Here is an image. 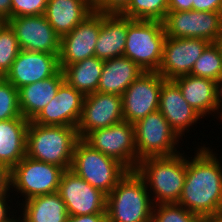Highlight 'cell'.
<instances>
[{
	"instance_id": "cell-1",
	"label": "cell",
	"mask_w": 222,
	"mask_h": 222,
	"mask_svg": "<svg viewBox=\"0 0 222 222\" xmlns=\"http://www.w3.org/2000/svg\"><path fill=\"white\" fill-rule=\"evenodd\" d=\"M187 159V173L178 205L201 218L222 213V166L209 147Z\"/></svg>"
},
{
	"instance_id": "cell-2",
	"label": "cell",
	"mask_w": 222,
	"mask_h": 222,
	"mask_svg": "<svg viewBox=\"0 0 222 222\" xmlns=\"http://www.w3.org/2000/svg\"><path fill=\"white\" fill-rule=\"evenodd\" d=\"M136 172L153 195L154 205L178 203L187 173V157L179 152L172 156L144 158L139 161Z\"/></svg>"
},
{
	"instance_id": "cell-3",
	"label": "cell",
	"mask_w": 222,
	"mask_h": 222,
	"mask_svg": "<svg viewBox=\"0 0 222 222\" xmlns=\"http://www.w3.org/2000/svg\"><path fill=\"white\" fill-rule=\"evenodd\" d=\"M151 196L144 179L136 170H128L107 195L108 222H152Z\"/></svg>"
},
{
	"instance_id": "cell-4",
	"label": "cell",
	"mask_w": 222,
	"mask_h": 222,
	"mask_svg": "<svg viewBox=\"0 0 222 222\" xmlns=\"http://www.w3.org/2000/svg\"><path fill=\"white\" fill-rule=\"evenodd\" d=\"M79 139L76 127L39 125L31 120L27 130L26 156L69 170Z\"/></svg>"
},
{
	"instance_id": "cell-5",
	"label": "cell",
	"mask_w": 222,
	"mask_h": 222,
	"mask_svg": "<svg viewBox=\"0 0 222 222\" xmlns=\"http://www.w3.org/2000/svg\"><path fill=\"white\" fill-rule=\"evenodd\" d=\"M165 38L163 22L128 18L123 56L135 62L143 72H157L162 62Z\"/></svg>"
},
{
	"instance_id": "cell-6",
	"label": "cell",
	"mask_w": 222,
	"mask_h": 222,
	"mask_svg": "<svg viewBox=\"0 0 222 222\" xmlns=\"http://www.w3.org/2000/svg\"><path fill=\"white\" fill-rule=\"evenodd\" d=\"M70 169L106 195L128 172L118 160L93 149L83 139H79L75 144Z\"/></svg>"
},
{
	"instance_id": "cell-7",
	"label": "cell",
	"mask_w": 222,
	"mask_h": 222,
	"mask_svg": "<svg viewBox=\"0 0 222 222\" xmlns=\"http://www.w3.org/2000/svg\"><path fill=\"white\" fill-rule=\"evenodd\" d=\"M65 170L57 165L34 160L28 156L11 169V188L25 201L35 196L58 192Z\"/></svg>"
},
{
	"instance_id": "cell-8",
	"label": "cell",
	"mask_w": 222,
	"mask_h": 222,
	"mask_svg": "<svg viewBox=\"0 0 222 222\" xmlns=\"http://www.w3.org/2000/svg\"><path fill=\"white\" fill-rule=\"evenodd\" d=\"M135 146L139 160L148 157L172 156L180 137L170 127L162 113L157 110L134 123Z\"/></svg>"
},
{
	"instance_id": "cell-9",
	"label": "cell",
	"mask_w": 222,
	"mask_h": 222,
	"mask_svg": "<svg viewBox=\"0 0 222 222\" xmlns=\"http://www.w3.org/2000/svg\"><path fill=\"white\" fill-rule=\"evenodd\" d=\"M93 149L115 158L128 170H136L139 159L135 146V127L127 121L90 132L84 139Z\"/></svg>"
},
{
	"instance_id": "cell-10",
	"label": "cell",
	"mask_w": 222,
	"mask_h": 222,
	"mask_svg": "<svg viewBox=\"0 0 222 222\" xmlns=\"http://www.w3.org/2000/svg\"><path fill=\"white\" fill-rule=\"evenodd\" d=\"M165 80L158 72H143L133 81L121 95L123 120L134 124L157 111L161 86Z\"/></svg>"
},
{
	"instance_id": "cell-11",
	"label": "cell",
	"mask_w": 222,
	"mask_h": 222,
	"mask_svg": "<svg viewBox=\"0 0 222 222\" xmlns=\"http://www.w3.org/2000/svg\"><path fill=\"white\" fill-rule=\"evenodd\" d=\"M58 193L66 204L68 215L106 213L107 195L91 186L71 169L63 172Z\"/></svg>"
},
{
	"instance_id": "cell-12",
	"label": "cell",
	"mask_w": 222,
	"mask_h": 222,
	"mask_svg": "<svg viewBox=\"0 0 222 222\" xmlns=\"http://www.w3.org/2000/svg\"><path fill=\"white\" fill-rule=\"evenodd\" d=\"M221 20L222 12L168 11L163 24L166 37L201 38L213 43Z\"/></svg>"
},
{
	"instance_id": "cell-13",
	"label": "cell",
	"mask_w": 222,
	"mask_h": 222,
	"mask_svg": "<svg viewBox=\"0 0 222 222\" xmlns=\"http://www.w3.org/2000/svg\"><path fill=\"white\" fill-rule=\"evenodd\" d=\"M21 50L59 55L61 37L43 15L22 16L6 21Z\"/></svg>"
},
{
	"instance_id": "cell-14",
	"label": "cell",
	"mask_w": 222,
	"mask_h": 222,
	"mask_svg": "<svg viewBox=\"0 0 222 222\" xmlns=\"http://www.w3.org/2000/svg\"><path fill=\"white\" fill-rule=\"evenodd\" d=\"M123 121L122 96L100 92L84 96L82 113L77 125L80 139L90 132Z\"/></svg>"
},
{
	"instance_id": "cell-15",
	"label": "cell",
	"mask_w": 222,
	"mask_h": 222,
	"mask_svg": "<svg viewBox=\"0 0 222 222\" xmlns=\"http://www.w3.org/2000/svg\"><path fill=\"white\" fill-rule=\"evenodd\" d=\"M209 44L201 38L166 37L161 66L157 72L166 80L189 75Z\"/></svg>"
},
{
	"instance_id": "cell-16",
	"label": "cell",
	"mask_w": 222,
	"mask_h": 222,
	"mask_svg": "<svg viewBox=\"0 0 222 222\" xmlns=\"http://www.w3.org/2000/svg\"><path fill=\"white\" fill-rule=\"evenodd\" d=\"M58 56L21 50L4 78L17 89L50 78L60 70Z\"/></svg>"
},
{
	"instance_id": "cell-17",
	"label": "cell",
	"mask_w": 222,
	"mask_h": 222,
	"mask_svg": "<svg viewBox=\"0 0 222 222\" xmlns=\"http://www.w3.org/2000/svg\"><path fill=\"white\" fill-rule=\"evenodd\" d=\"M100 13L92 12L70 33L61 37L59 65H70L95 56Z\"/></svg>"
},
{
	"instance_id": "cell-18",
	"label": "cell",
	"mask_w": 222,
	"mask_h": 222,
	"mask_svg": "<svg viewBox=\"0 0 222 222\" xmlns=\"http://www.w3.org/2000/svg\"><path fill=\"white\" fill-rule=\"evenodd\" d=\"M84 95L64 81L51 102L32 120L39 125L77 127Z\"/></svg>"
},
{
	"instance_id": "cell-19",
	"label": "cell",
	"mask_w": 222,
	"mask_h": 222,
	"mask_svg": "<svg viewBox=\"0 0 222 222\" xmlns=\"http://www.w3.org/2000/svg\"><path fill=\"white\" fill-rule=\"evenodd\" d=\"M173 81L181 90L184 100L202 118H205V116H207L206 114L209 115L213 112L216 115L217 112L219 115L217 117L222 120V102L218 82L190 74L177 77L173 79Z\"/></svg>"
},
{
	"instance_id": "cell-20",
	"label": "cell",
	"mask_w": 222,
	"mask_h": 222,
	"mask_svg": "<svg viewBox=\"0 0 222 222\" xmlns=\"http://www.w3.org/2000/svg\"><path fill=\"white\" fill-rule=\"evenodd\" d=\"M170 127L181 138L190 126L202 117L184 100L182 92L173 80H165L161 86L159 108Z\"/></svg>"
},
{
	"instance_id": "cell-21",
	"label": "cell",
	"mask_w": 222,
	"mask_h": 222,
	"mask_svg": "<svg viewBox=\"0 0 222 222\" xmlns=\"http://www.w3.org/2000/svg\"><path fill=\"white\" fill-rule=\"evenodd\" d=\"M127 31L128 17L100 13V32L95 56L103 61L123 56Z\"/></svg>"
},
{
	"instance_id": "cell-22",
	"label": "cell",
	"mask_w": 222,
	"mask_h": 222,
	"mask_svg": "<svg viewBox=\"0 0 222 222\" xmlns=\"http://www.w3.org/2000/svg\"><path fill=\"white\" fill-rule=\"evenodd\" d=\"M64 81V74L60 69L50 78L19 88V108L22 117L29 121L33 120L51 102Z\"/></svg>"
},
{
	"instance_id": "cell-23",
	"label": "cell",
	"mask_w": 222,
	"mask_h": 222,
	"mask_svg": "<svg viewBox=\"0 0 222 222\" xmlns=\"http://www.w3.org/2000/svg\"><path fill=\"white\" fill-rule=\"evenodd\" d=\"M92 12L90 0H48L44 16L54 31L63 37Z\"/></svg>"
},
{
	"instance_id": "cell-24",
	"label": "cell",
	"mask_w": 222,
	"mask_h": 222,
	"mask_svg": "<svg viewBox=\"0 0 222 222\" xmlns=\"http://www.w3.org/2000/svg\"><path fill=\"white\" fill-rule=\"evenodd\" d=\"M142 73V69L127 57L105 60L97 92L122 95Z\"/></svg>"
},
{
	"instance_id": "cell-25",
	"label": "cell",
	"mask_w": 222,
	"mask_h": 222,
	"mask_svg": "<svg viewBox=\"0 0 222 222\" xmlns=\"http://www.w3.org/2000/svg\"><path fill=\"white\" fill-rule=\"evenodd\" d=\"M28 126L25 118L0 121V164L12 169L26 156Z\"/></svg>"
},
{
	"instance_id": "cell-26",
	"label": "cell",
	"mask_w": 222,
	"mask_h": 222,
	"mask_svg": "<svg viewBox=\"0 0 222 222\" xmlns=\"http://www.w3.org/2000/svg\"><path fill=\"white\" fill-rule=\"evenodd\" d=\"M23 203H20L22 218H18L21 222H65L68 217L66 204L58 192L35 196Z\"/></svg>"
},
{
	"instance_id": "cell-27",
	"label": "cell",
	"mask_w": 222,
	"mask_h": 222,
	"mask_svg": "<svg viewBox=\"0 0 222 222\" xmlns=\"http://www.w3.org/2000/svg\"><path fill=\"white\" fill-rule=\"evenodd\" d=\"M64 80L84 96L97 92L104 61L96 56L70 65H59Z\"/></svg>"
},
{
	"instance_id": "cell-28",
	"label": "cell",
	"mask_w": 222,
	"mask_h": 222,
	"mask_svg": "<svg viewBox=\"0 0 222 222\" xmlns=\"http://www.w3.org/2000/svg\"><path fill=\"white\" fill-rule=\"evenodd\" d=\"M168 12V0H131L121 15L135 20L163 22Z\"/></svg>"
},
{
	"instance_id": "cell-29",
	"label": "cell",
	"mask_w": 222,
	"mask_h": 222,
	"mask_svg": "<svg viewBox=\"0 0 222 222\" xmlns=\"http://www.w3.org/2000/svg\"><path fill=\"white\" fill-rule=\"evenodd\" d=\"M190 75L220 82L222 77V56L213 43H210L205 48L202 55L195 62Z\"/></svg>"
},
{
	"instance_id": "cell-30",
	"label": "cell",
	"mask_w": 222,
	"mask_h": 222,
	"mask_svg": "<svg viewBox=\"0 0 222 222\" xmlns=\"http://www.w3.org/2000/svg\"><path fill=\"white\" fill-rule=\"evenodd\" d=\"M21 51L14 31L5 22L0 27V73L6 75Z\"/></svg>"
},
{
	"instance_id": "cell-31",
	"label": "cell",
	"mask_w": 222,
	"mask_h": 222,
	"mask_svg": "<svg viewBox=\"0 0 222 222\" xmlns=\"http://www.w3.org/2000/svg\"><path fill=\"white\" fill-rule=\"evenodd\" d=\"M152 222H204V218L177 203H170L154 205Z\"/></svg>"
},
{
	"instance_id": "cell-32",
	"label": "cell",
	"mask_w": 222,
	"mask_h": 222,
	"mask_svg": "<svg viewBox=\"0 0 222 222\" xmlns=\"http://www.w3.org/2000/svg\"><path fill=\"white\" fill-rule=\"evenodd\" d=\"M24 118L19 108L18 89L5 79L0 83V121Z\"/></svg>"
},
{
	"instance_id": "cell-33",
	"label": "cell",
	"mask_w": 222,
	"mask_h": 222,
	"mask_svg": "<svg viewBox=\"0 0 222 222\" xmlns=\"http://www.w3.org/2000/svg\"><path fill=\"white\" fill-rule=\"evenodd\" d=\"M48 0H11V18L43 15Z\"/></svg>"
},
{
	"instance_id": "cell-34",
	"label": "cell",
	"mask_w": 222,
	"mask_h": 222,
	"mask_svg": "<svg viewBox=\"0 0 222 222\" xmlns=\"http://www.w3.org/2000/svg\"><path fill=\"white\" fill-rule=\"evenodd\" d=\"M131 0H90L93 12L103 14H121Z\"/></svg>"
},
{
	"instance_id": "cell-35",
	"label": "cell",
	"mask_w": 222,
	"mask_h": 222,
	"mask_svg": "<svg viewBox=\"0 0 222 222\" xmlns=\"http://www.w3.org/2000/svg\"><path fill=\"white\" fill-rule=\"evenodd\" d=\"M192 10L204 12H222V0H195Z\"/></svg>"
},
{
	"instance_id": "cell-36",
	"label": "cell",
	"mask_w": 222,
	"mask_h": 222,
	"mask_svg": "<svg viewBox=\"0 0 222 222\" xmlns=\"http://www.w3.org/2000/svg\"><path fill=\"white\" fill-rule=\"evenodd\" d=\"M11 169L4 164H0V195L10 194ZM9 192V193H8Z\"/></svg>"
},
{
	"instance_id": "cell-37",
	"label": "cell",
	"mask_w": 222,
	"mask_h": 222,
	"mask_svg": "<svg viewBox=\"0 0 222 222\" xmlns=\"http://www.w3.org/2000/svg\"><path fill=\"white\" fill-rule=\"evenodd\" d=\"M65 222H108V220L107 213H96L80 216L68 215Z\"/></svg>"
},
{
	"instance_id": "cell-38",
	"label": "cell",
	"mask_w": 222,
	"mask_h": 222,
	"mask_svg": "<svg viewBox=\"0 0 222 222\" xmlns=\"http://www.w3.org/2000/svg\"><path fill=\"white\" fill-rule=\"evenodd\" d=\"M10 194H3L0 195V222H15L17 220V218L14 216V214L11 216L10 214L13 213L10 212V205L8 206V200L9 199ZM8 198V199H6ZM9 209V210H8ZM10 212V213H8ZM9 215V216H8ZM11 216V218H10ZM16 218V219H14Z\"/></svg>"
},
{
	"instance_id": "cell-39",
	"label": "cell",
	"mask_w": 222,
	"mask_h": 222,
	"mask_svg": "<svg viewBox=\"0 0 222 222\" xmlns=\"http://www.w3.org/2000/svg\"><path fill=\"white\" fill-rule=\"evenodd\" d=\"M195 0H168V11H191Z\"/></svg>"
},
{
	"instance_id": "cell-40",
	"label": "cell",
	"mask_w": 222,
	"mask_h": 222,
	"mask_svg": "<svg viewBox=\"0 0 222 222\" xmlns=\"http://www.w3.org/2000/svg\"><path fill=\"white\" fill-rule=\"evenodd\" d=\"M11 18V0H0V19L5 22Z\"/></svg>"
},
{
	"instance_id": "cell-41",
	"label": "cell",
	"mask_w": 222,
	"mask_h": 222,
	"mask_svg": "<svg viewBox=\"0 0 222 222\" xmlns=\"http://www.w3.org/2000/svg\"><path fill=\"white\" fill-rule=\"evenodd\" d=\"M213 44L216 46L220 55L222 56V20L220 23L218 34L216 35V38H215Z\"/></svg>"
},
{
	"instance_id": "cell-42",
	"label": "cell",
	"mask_w": 222,
	"mask_h": 222,
	"mask_svg": "<svg viewBox=\"0 0 222 222\" xmlns=\"http://www.w3.org/2000/svg\"><path fill=\"white\" fill-rule=\"evenodd\" d=\"M204 222H222V213L204 218Z\"/></svg>"
},
{
	"instance_id": "cell-43",
	"label": "cell",
	"mask_w": 222,
	"mask_h": 222,
	"mask_svg": "<svg viewBox=\"0 0 222 222\" xmlns=\"http://www.w3.org/2000/svg\"><path fill=\"white\" fill-rule=\"evenodd\" d=\"M218 85H219L220 99H221V102H222V77H221L220 82L218 83Z\"/></svg>"
},
{
	"instance_id": "cell-44",
	"label": "cell",
	"mask_w": 222,
	"mask_h": 222,
	"mask_svg": "<svg viewBox=\"0 0 222 222\" xmlns=\"http://www.w3.org/2000/svg\"><path fill=\"white\" fill-rule=\"evenodd\" d=\"M5 78H4V75H2L1 73H0V83L4 80Z\"/></svg>"
},
{
	"instance_id": "cell-45",
	"label": "cell",
	"mask_w": 222,
	"mask_h": 222,
	"mask_svg": "<svg viewBox=\"0 0 222 222\" xmlns=\"http://www.w3.org/2000/svg\"><path fill=\"white\" fill-rule=\"evenodd\" d=\"M5 23L4 20L0 19V27Z\"/></svg>"
}]
</instances>
